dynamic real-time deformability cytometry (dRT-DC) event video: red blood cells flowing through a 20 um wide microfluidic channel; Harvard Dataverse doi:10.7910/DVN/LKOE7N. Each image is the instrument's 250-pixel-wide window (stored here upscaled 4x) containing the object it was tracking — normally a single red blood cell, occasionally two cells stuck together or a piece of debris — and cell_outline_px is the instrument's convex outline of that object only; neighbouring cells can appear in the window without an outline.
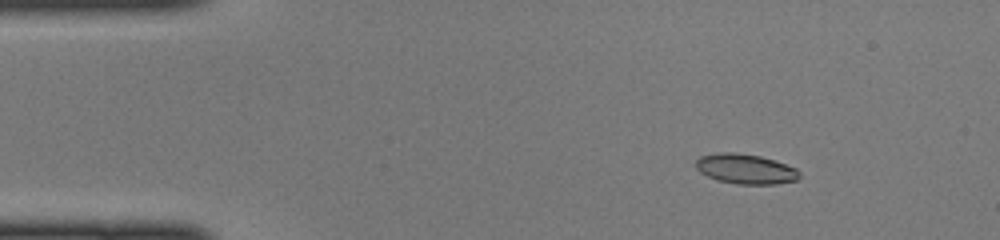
{"species": "common noctule bat (a hibernating species)", "species_latin": "Nyctalus noctula", "temperature_condition": "cold", "stored_images_in_passage": 48, "camera_frame_rate_fps": 3000, "um_per_image_px": 0.085, "animal": {"sex": "female", "body_mass_g": 22.0, "forearm_length_mm": 56.7}, "frame": {"image": 1, "passage_image": 7, "time_ms": 2.0, "image_size_px": [1000, 240], "cell_outline_px": [[800, 176], [796, 180], [776, 184], [736, 184], [716, 180], [700, 172], [696, 168], [696, 160], [700, 156], [720, 152], [732, 152], [760, 156], [796, 168], [800, 172]], "centroid_in_image_um": [63.35, 14.36], "position_along_channel_um": 21.7, "area_um2": 17.98}}
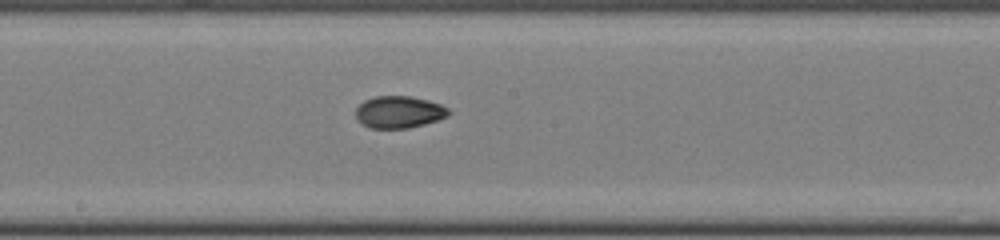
{"frame": {"image": 2, "passage_image": 26, "time_ms": 8.333, "image_size_px": [1000, 240], "cell_outline_px": [[452, 112], [448, 116], [424, 124], [408, 128], [368, 128], [356, 120], [356, 108], [364, 100], [376, 96], [412, 96], [428, 100], [440, 104], [448, 108]], "centroid_in_image_um": [33.91, 9.52], "position_along_channel_um": 214.3, "area_um2": 17.46}}
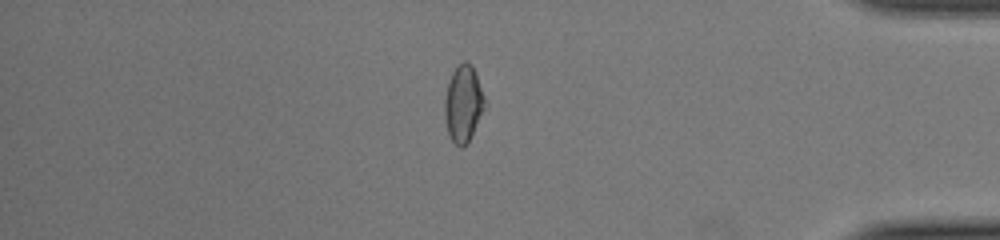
{"frame": {"image": 3, "passage_image": 41, "time_ms": 13.333, "image_size_px": [1000, 240], "cell_outline_px": [[488, 104], [468, 144], [460, 148], [452, 140], [448, 132], [444, 116], [444, 100], [448, 80], [452, 72], [464, 60], [468, 60], [472, 64]], "centroid_in_image_um": [39.41, 8.82], "position_along_channel_um": 395.8, "area_um2": 18.44}}